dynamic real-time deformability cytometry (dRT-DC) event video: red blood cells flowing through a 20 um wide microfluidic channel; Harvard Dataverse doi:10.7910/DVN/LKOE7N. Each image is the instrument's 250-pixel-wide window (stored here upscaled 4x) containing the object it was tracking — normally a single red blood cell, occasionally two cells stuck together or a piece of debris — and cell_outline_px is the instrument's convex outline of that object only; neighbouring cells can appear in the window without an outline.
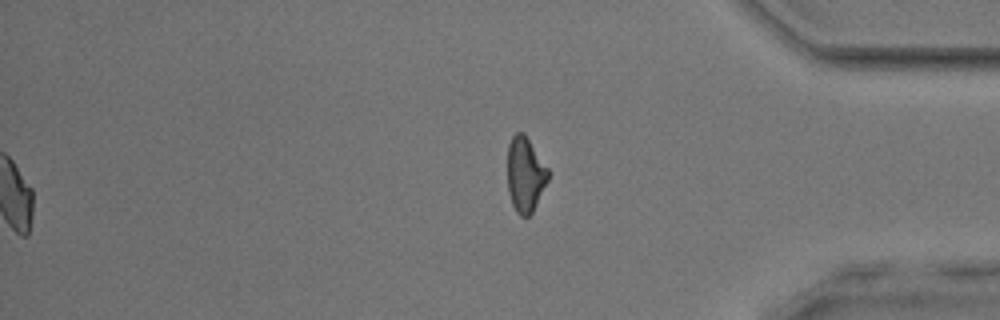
{"species": "common noctule bat (a hibernating species)", "species_latin": "Nyctalus noctula", "temperature_condition": "room temperature", "stored_images_in_passage": 52, "segment_of_instrument_passage": [2, 2], "camera_frame_rate_fps": 3000, "um_per_image_px": 0.085, "animal": {"sex": "male", "body_mass_g": 17.9, "forearm_length_mm": 54.2}, "frame": {"image": 1, "passage_image": 52, "time_ms": 17.0, "image_size_px": [1000, 320], "cell_outline_px": [[548, 180], [532, 212], [528, 216], [520, 216], [516, 212], [512, 204], [508, 192], [508, 144], [512, 136], [516, 132], [524, 132], [548, 168]], "centroid_in_image_um": [44.63, 14.82], "position_along_channel_um": 390.6, "area_um2": 17.69}}